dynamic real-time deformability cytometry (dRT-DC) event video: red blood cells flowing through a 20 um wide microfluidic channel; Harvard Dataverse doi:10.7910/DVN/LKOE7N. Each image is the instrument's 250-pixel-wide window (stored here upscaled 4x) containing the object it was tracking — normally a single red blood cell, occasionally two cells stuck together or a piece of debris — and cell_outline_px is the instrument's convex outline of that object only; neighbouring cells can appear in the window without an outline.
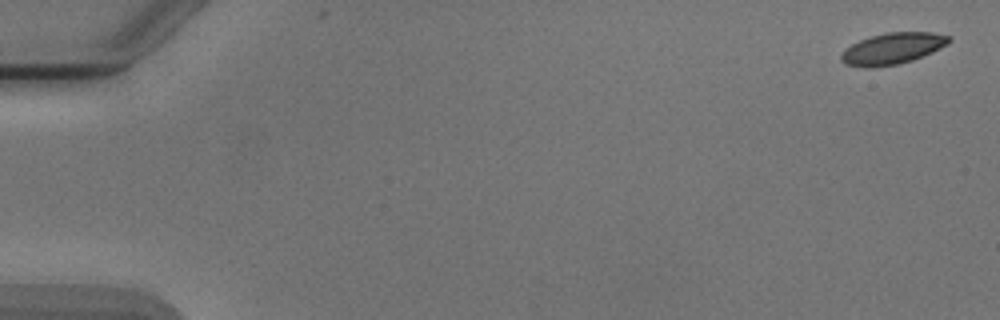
{"species": "Egyptian fruit bat (a non-hibernating species)", "species_latin": "Rousettus aegyptiacus", "temperature_condition": "cold", "stored_images_in_passage": 5, "camera_frame_rate_fps": 3000, "um_per_image_px": 0.085, "animal": {"sex": "male"}, "frame": {"image": 1, "passage_image": 1, "time_ms": 0.0, "image_size_px": [1000, 320], "cell_outline_px": [[952, 40], [948, 44], [932, 52], [912, 60], [900, 64], [872, 68], [864, 68], [844, 64], [840, 60], [840, 56], [852, 44], [860, 40], [872, 36], [888, 32], [932, 32], [952, 36]], "centroid_in_image_um": [75.89, 4.13], "position_along_channel_um": 9.1, "area_um2": 19.77}}
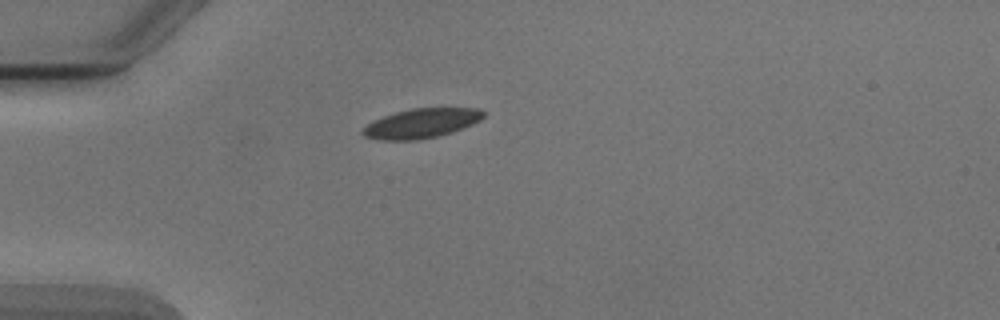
{"frame": {"image": 2, "passage_image": 5, "time_ms": 4.667, "image_size_px": [1000, 320], "cell_outline_px": [[484, 116], [480, 120], [472, 124], [452, 132], [440, 136], [416, 140], [380, 140], [364, 136], [360, 132], [372, 120], [396, 112], [412, 108], [480, 108], [484, 112]], "centroid_in_image_um": [35.81, 10.48], "position_along_channel_um": 49.2, "area_um2": 20.75}}